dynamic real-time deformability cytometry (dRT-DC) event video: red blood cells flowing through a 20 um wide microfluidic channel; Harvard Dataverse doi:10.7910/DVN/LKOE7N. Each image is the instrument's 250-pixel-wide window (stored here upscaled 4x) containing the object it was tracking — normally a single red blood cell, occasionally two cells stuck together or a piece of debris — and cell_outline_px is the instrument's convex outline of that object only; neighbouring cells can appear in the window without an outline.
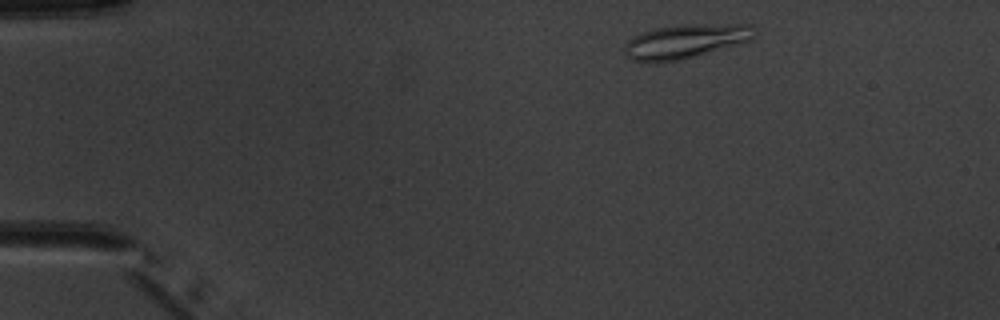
{"species": "common noctule bat (a hibernating species)", "species_latin": "Nyctalus noctula", "temperature_condition": "warm", "stored_images_in_passage": 3, "camera_frame_rate_fps": 3000, "um_per_image_px": 0.085, "animal": {"sex": "male", "body_mass_g": 20.1, "forearm_length_mm": 53.5}, "frame": {"image": 1, "passage_image": 1, "time_ms": 0.0, "image_size_px": [1000, 320], "cell_outline_px": [[756, 36], [752, 40], [696, 56], [680, 60], [632, 60], [624, 52], [624, 44], [628, 40], [640, 32], [656, 28], [676, 24], [752, 24], [756, 28]], "centroid_in_image_um": [58.34, 3.46], "position_along_channel_um": 26.7, "area_um2": 25.78}}